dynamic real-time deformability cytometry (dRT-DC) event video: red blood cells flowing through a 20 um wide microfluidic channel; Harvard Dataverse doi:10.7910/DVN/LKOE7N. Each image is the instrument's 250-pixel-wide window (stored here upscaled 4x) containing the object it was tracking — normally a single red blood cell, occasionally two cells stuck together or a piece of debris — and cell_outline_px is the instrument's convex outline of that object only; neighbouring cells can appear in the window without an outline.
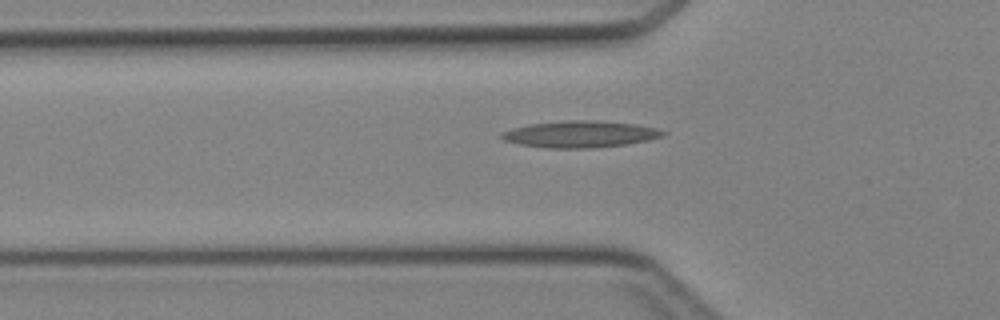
{"species": "Egyptian fruit bat (a non-hibernating species)", "species_latin": "Rousettus aegyptiacus", "temperature_condition": "cold", "stored_images_in_passage": 40, "camera_frame_rate_fps": 3000, "um_per_image_px": 0.085, "animal": {"sex": "female"}, "frame": {"image": 1, "passage_image": 15, "time_ms": 4.667, "image_size_px": [1000, 320], "cell_outline_px": [[668, 132], [664, 136], [648, 140], [624, 144], [592, 148], [548, 148], [520, 144], [504, 140], [500, 136], [500, 132], [512, 128], [528, 124], [564, 120], [604, 120], [636, 124], [656, 128]], "centroid_in_image_um": [49.32, 11.39], "position_along_channel_um": 76.5, "area_um2": 25.26}}
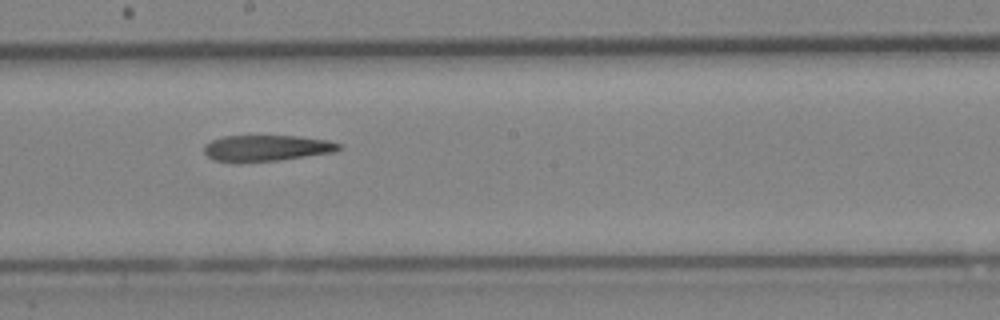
{"frame": {"image": 2, "passage_image": 25, "time_ms": 8.0, "image_size_px": [1000, 320], "cell_outline_px": [[344, 148], [332, 152], [276, 160], [212, 160], [204, 152], [204, 144], [212, 140], [224, 136], [300, 136], [328, 140], [340, 144]], "centroid_in_image_um": [22.69, 12.55], "position_along_channel_um": 225.5, "area_um2": 19.83}}
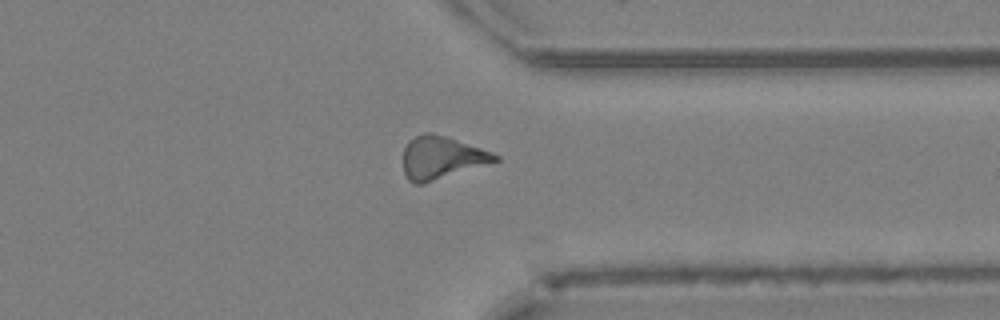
{"frame": {"image": 3, "passage_image": 35, "time_ms": 11.333, "image_size_px": [1000, 320], "cell_outline_px": [[500, 160], [424, 184], [416, 184], [408, 180], [404, 172], [404, 148], [408, 140], [424, 132], [432, 132], [492, 152], [500, 156]], "centroid_in_image_um": [37.51, 13.41], "position_along_channel_um": 373.9, "area_um2": 22.72}}